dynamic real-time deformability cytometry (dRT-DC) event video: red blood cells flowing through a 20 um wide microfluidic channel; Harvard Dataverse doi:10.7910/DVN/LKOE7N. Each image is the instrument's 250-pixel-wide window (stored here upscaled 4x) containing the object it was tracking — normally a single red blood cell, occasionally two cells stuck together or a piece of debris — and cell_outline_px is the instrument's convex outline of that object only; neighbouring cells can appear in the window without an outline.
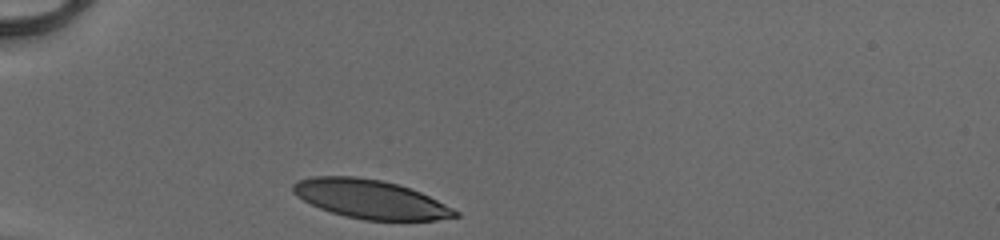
{"species": "human", "species_latin": "Homo sapiens", "temperature_condition": "cold", "stored_images_in_passage": 28, "camera_frame_rate_fps": 3000, "um_per_image_px": 0.085, "donor": {"sex": "male"}, "frame": {"image": 1, "passage_image": 1, "time_ms": 0.0, "image_size_px": [1000, 240], "cell_outline_px": [[460, 216], [436, 220], [364, 220], [344, 216], [320, 208], [296, 196], [292, 192], [292, 184], [300, 180], [312, 176], [356, 176], [380, 180], [396, 184], [420, 192], [460, 212]], "centroid_in_image_um": [31.46, 16.93], "position_along_channel_um": 53.5, "area_um2": 36.36}}
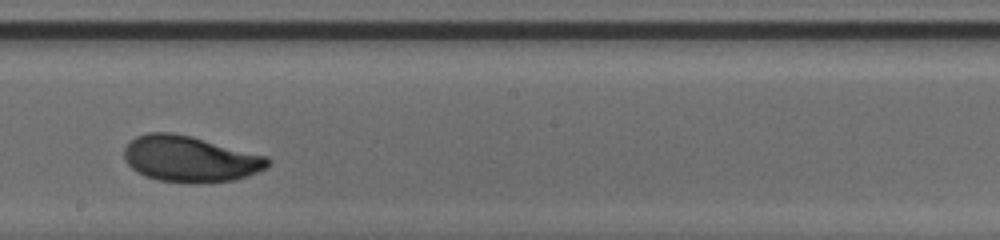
{"frame": {"image": 2, "passage_image": 16, "time_ms": 5.0, "image_size_px": [1000, 240], "cell_outline_px": [[272, 160], [264, 168], [248, 176], [232, 180], [200, 184], [188, 184], [160, 180], [144, 176], [136, 172], [128, 164], [124, 156], [124, 148], [128, 140], [136, 136], [148, 132], [172, 132], [192, 136], [268, 156]], "centroid_in_image_um": [16.13, 13.51], "position_along_channel_um": 232.1, "area_um2": 39.02}}
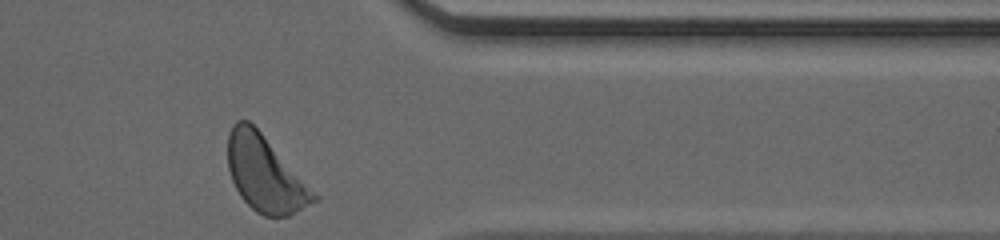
{"frame": {"image": 3, "passage_image": 28, "time_ms": 9.0, "image_size_px": [1000, 240], "cell_outline_px": [[320, 200], [288, 216], [264, 216], [256, 212], [240, 196], [232, 180], [228, 168], [228, 132], [232, 124], [236, 120], [248, 120], [260, 132], [320, 196]], "centroid_in_image_um": [22.54, 14.8], "position_along_channel_um": 388.9, "area_um2": 37.74}, "authors_computed_cell_mechanics": {"area_um2": 37.7145, "velocity_mm_per_s": 4.0917, "shape_relaxation_time_tau1_ms": 2.3322, "shape_relaxation_time_tau2_ms": 1.6118, "deformation_change_tau1": 0.1424, "deformation_change_tau2": 0.0698}}